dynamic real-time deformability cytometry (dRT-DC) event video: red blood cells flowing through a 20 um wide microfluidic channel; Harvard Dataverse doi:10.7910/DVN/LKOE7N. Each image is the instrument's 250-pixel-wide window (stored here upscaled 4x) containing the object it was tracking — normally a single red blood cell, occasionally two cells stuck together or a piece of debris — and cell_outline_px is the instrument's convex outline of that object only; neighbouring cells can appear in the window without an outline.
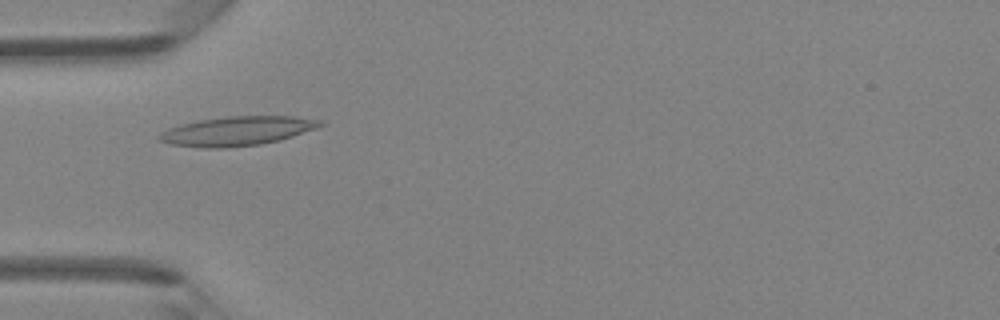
{"species": "Egyptian fruit bat (a non-hibernating species)", "species_latin": "Rousettus aegyptiacus", "temperature_condition": "room temperature", "stored_images_in_passage": 45, "camera_frame_rate_fps": 3000, "um_per_image_px": 0.085, "animal": {"sex": "female"}, "frame": {"image": 1, "passage_image": 13, "time_ms": 4.0, "image_size_px": [1000, 320], "cell_outline_px": [[324, 124], [320, 128], [280, 140], [260, 144], [224, 148], [204, 148], [172, 144], [160, 140], [156, 136], [160, 132], [168, 128], [200, 120], [228, 116], [292, 116], [324, 120]], "centroid_in_image_um": [20.22, 11.13], "position_along_channel_um": 64.8, "area_um2": 27.46}}
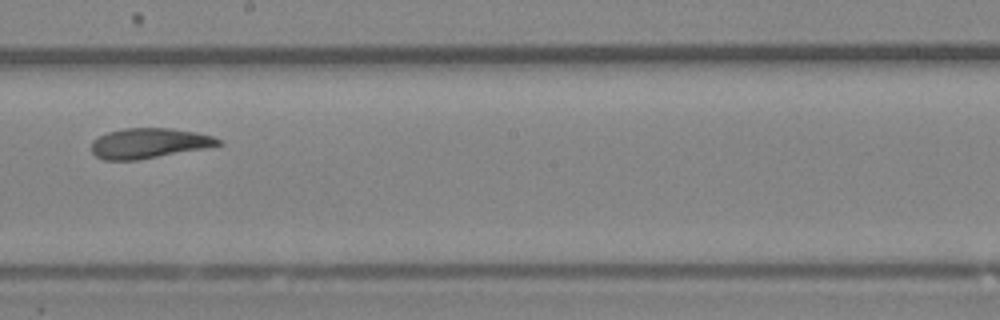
{"frame": {"image": 2, "passage_image": 25, "time_ms": 8.0, "image_size_px": [1000, 320], "cell_outline_px": [[224, 144], [204, 148], [136, 160], [104, 160], [96, 156], [92, 152], [92, 140], [108, 132], [124, 128], [172, 128], [196, 132], [212, 136], [220, 140]], "centroid_in_image_um": [12.65, 12.17], "position_along_channel_um": 235.5, "area_um2": 22.08}}
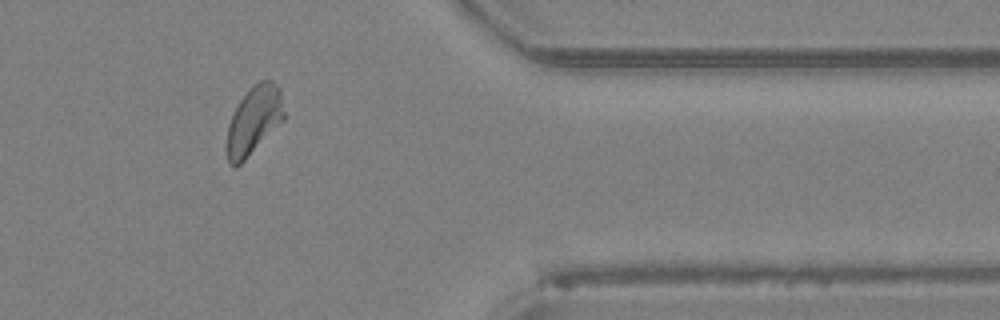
{"frame": {"image": 3, "passage_image": 37, "time_ms": 12.0, "image_size_px": [1000, 320], "cell_outline_px": [[284, 120], [236, 168], [232, 168], [228, 164], [224, 148], [224, 144], [228, 124], [240, 100], [260, 80], [272, 80], [280, 88], [284, 112]], "centroid_in_image_um": [21.53, 10.3], "position_along_channel_um": 389.9, "area_um2": 22.83}, "authors_computed_cell_mechanics": {"area_um2": 23.3512, "velocity_mm_per_s": 4.3178, "shape_relaxation_time_tau1_ms": 8.1877, "shape_relaxation_time_tau2_ms": 2.3329, "deformation_change_tau1": 0.2017, "deformation_change_tau2": 0.0888}}